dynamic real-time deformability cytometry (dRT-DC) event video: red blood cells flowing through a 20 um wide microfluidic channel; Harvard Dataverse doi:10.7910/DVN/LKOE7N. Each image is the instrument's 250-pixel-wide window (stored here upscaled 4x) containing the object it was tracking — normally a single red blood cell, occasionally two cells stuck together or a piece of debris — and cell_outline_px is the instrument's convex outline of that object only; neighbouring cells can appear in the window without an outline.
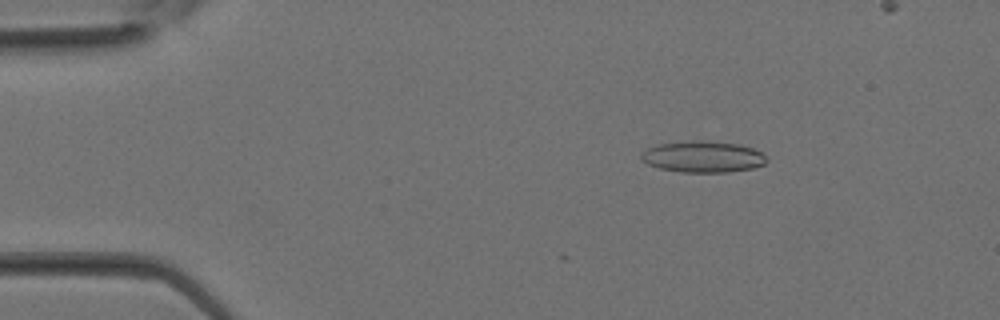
{"species": "Egyptian fruit bat (a non-hibernating species)", "species_latin": "Rousettus aegyptiacus", "temperature_condition": "room temperature", "stored_images_in_passage": 6, "camera_frame_rate_fps": 3000, "um_per_image_px": 0.085, "animal": {"sex": "female"}, "frame": {"image": 1, "passage_image": 5, "time_ms": 1.333, "image_size_px": [1000, 320], "cell_outline_px": [[768, 160], [764, 164], [752, 168], [728, 172], [680, 172], [660, 168], [648, 164], [640, 160], [640, 152], [648, 148], [660, 144], [692, 140], [700, 140], [740, 144], [752, 148], [760, 152]], "centroid_in_image_um": [59.72, 13.32], "position_along_channel_um": 25.3, "area_um2": 22.89}}